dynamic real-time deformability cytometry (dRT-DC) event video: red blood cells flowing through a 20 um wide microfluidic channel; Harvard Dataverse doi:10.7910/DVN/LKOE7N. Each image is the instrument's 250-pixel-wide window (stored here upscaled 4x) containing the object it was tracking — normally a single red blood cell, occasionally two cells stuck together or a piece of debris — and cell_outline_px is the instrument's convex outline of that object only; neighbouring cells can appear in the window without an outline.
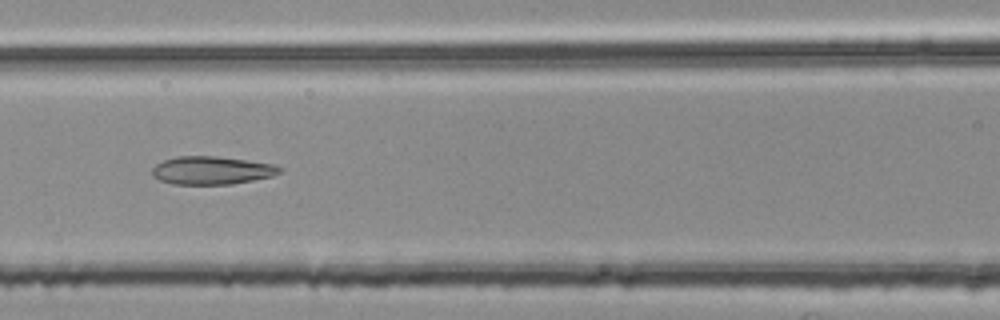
{"species": "common noctule bat (a hibernating species)", "species_latin": "Nyctalus noctula", "temperature_condition": "room temperature", "stored_images_in_passage": 39, "camera_frame_rate_fps": 3000, "um_per_image_px": 0.085, "animal": {"sex": "female", "body_mass_g": 25.1}, "frame": {"image": 1, "passage_image": 19, "time_ms": 6.0, "image_size_px": [1000, 320], "cell_outline_px": [[280, 172], [272, 176], [232, 184], [172, 184], [160, 180], [152, 176], [152, 168], [156, 164], [164, 160], [176, 156], [216, 156], [272, 164], [280, 168]], "centroid_in_image_um": [17.93, 14.48], "position_along_channel_um": 148.7, "area_um2": 20.63}}
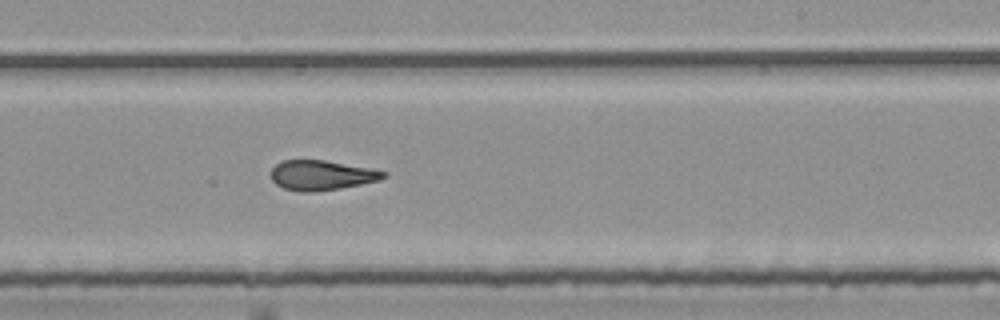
{"frame": {"image": 2, "passage_image": 28, "time_ms": 9.0, "image_size_px": [1000, 320], "cell_outline_px": [[388, 176], [380, 180], [340, 188], [316, 192], [300, 192], [284, 188], [276, 184], [272, 180], [272, 168], [280, 160], [324, 160], [368, 168], [388, 172]], "centroid_in_image_um": [27.33, 14.9], "position_along_channel_um": 261.7, "area_um2": 19.54}}
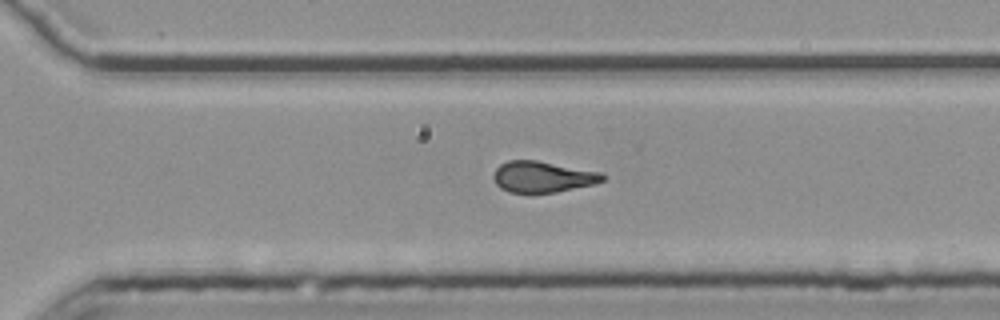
{"frame": {"image": 3, "passage_image": 33, "time_ms": 10.667, "image_size_px": [1000, 320], "cell_outline_px": [[608, 176], [604, 180], [596, 184], [556, 192], [508, 192], [500, 188], [496, 184], [492, 176], [496, 168], [500, 164], [508, 160], [536, 160], [600, 172]], "centroid_in_image_um": [46.13, 15.03], "position_along_channel_um": 324.5, "area_um2": 19.83}, "authors_computed_cell_mechanics": {"area_um2": 20.6346, "velocity_mm_per_s": 3.7802, "shape_relaxation_time_tau1_ms": null, "shape_relaxation_time_tau2_ms": 2.494, "deformation_change_tau1": null, "deformation_change_tau2": 0.1019}}